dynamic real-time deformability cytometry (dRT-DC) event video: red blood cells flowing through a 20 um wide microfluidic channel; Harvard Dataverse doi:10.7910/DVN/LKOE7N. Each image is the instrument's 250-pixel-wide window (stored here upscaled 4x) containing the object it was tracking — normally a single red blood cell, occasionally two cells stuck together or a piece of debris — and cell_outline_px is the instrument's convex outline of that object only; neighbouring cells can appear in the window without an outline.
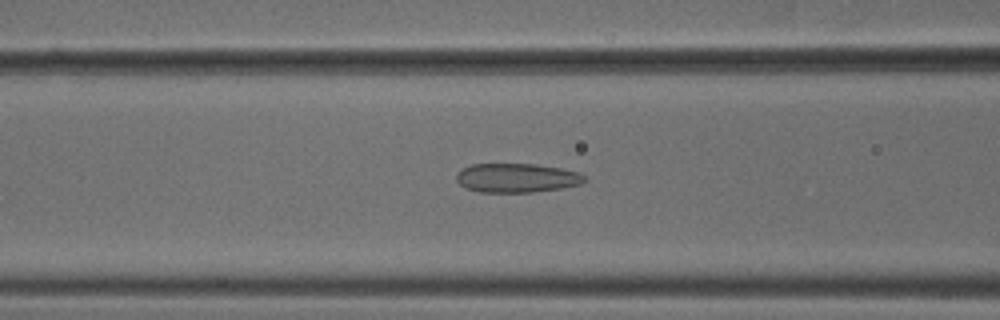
{"species": "common noctule bat (a hibernating species)", "species_latin": "Nyctalus noctula", "temperature_condition": "cold", "stored_images_in_passage": 53, "camera_frame_rate_fps": 3000, "um_per_image_px": 0.085, "animal": {"sex": "male", "body_mass_g": 18.8}, "frame": {"image": 1, "passage_image": 22, "time_ms": 7.0, "image_size_px": [1000, 320], "cell_outline_px": [[588, 180], [580, 184], [560, 188], [532, 192], [480, 192], [464, 188], [456, 180], [456, 176], [464, 168], [472, 164], [536, 164], [560, 168], [580, 172]], "centroid_in_image_um": [43.94, 15.12], "position_along_channel_um": 122.7, "area_um2": 21.68}}
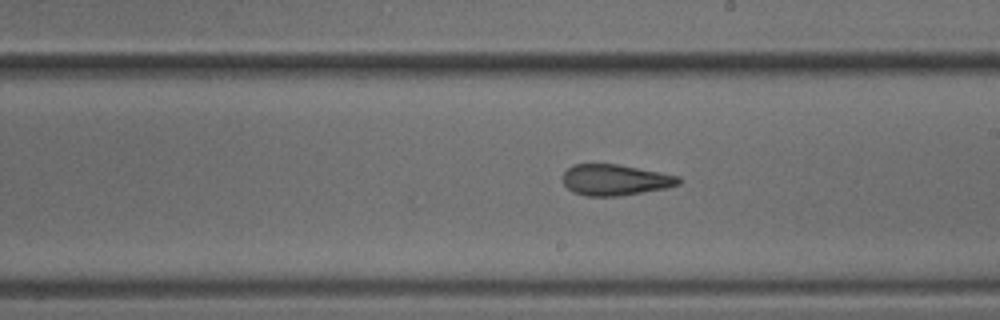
{"frame": {"image": 2, "passage_image": 31, "time_ms": 10.0, "image_size_px": [1000, 320], "cell_outline_px": [[684, 180], [680, 184], [668, 188], [616, 196], [588, 196], [572, 192], [564, 184], [564, 172], [572, 164], [616, 164], [660, 172], [680, 176]], "centroid_in_image_um": [52.33, 15.29], "position_along_channel_um": 236.7, "area_um2": 20.92}}
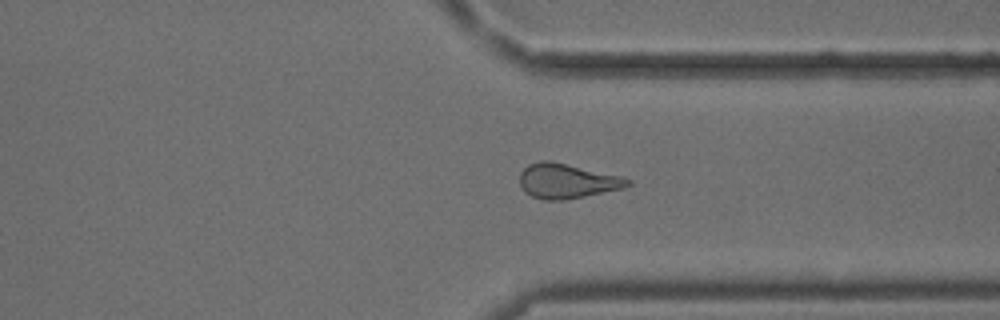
{"frame": {"image": 3, "passage_image": 41, "time_ms": 13.333, "image_size_px": [1000, 320], "cell_outline_px": [[632, 184], [624, 188], [564, 200], [544, 200], [532, 196], [524, 192], [520, 184], [520, 172], [528, 164], [540, 160], [552, 160], [620, 176], [632, 180]], "centroid_in_image_um": [48.18, 15.37], "position_along_channel_um": 363.2, "area_um2": 21.96}, "authors_computed_cell_mechanics": {"area_um2": 21.964, "velocity_mm_per_s": 3.7903, "shape_relaxation_time_tau1_ms": null, "shape_relaxation_time_tau2_ms": 2.2848, "deformation_change_tau1": null, "deformation_change_tau2": 0.1019}}